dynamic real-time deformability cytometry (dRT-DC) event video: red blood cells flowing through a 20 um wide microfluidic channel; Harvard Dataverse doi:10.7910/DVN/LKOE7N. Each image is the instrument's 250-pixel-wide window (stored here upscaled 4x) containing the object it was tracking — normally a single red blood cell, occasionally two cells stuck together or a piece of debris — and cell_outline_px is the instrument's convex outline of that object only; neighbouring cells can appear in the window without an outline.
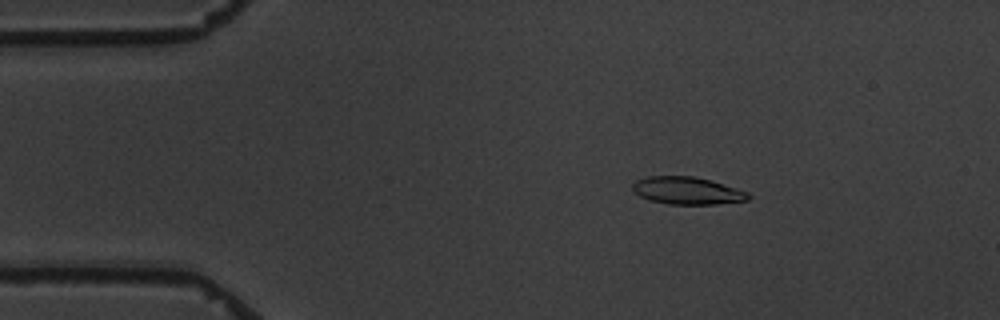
{"species": "common noctule bat (a hibernating species)", "species_latin": "Nyctalus noctula", "temperature_condition": "warm", "stored_images_in_passage": 3, "camera_frame_rate_fps": 3000, "um_per_image_px": 0.085, "animal": {"sex": "male", "body_mass_g": 19.5, "forearm_length_mm": 54.6}, "frame": {"image": 1, "passage_image": 2, "time_ms": 2.667, "image_size_px": [1000, 320], "cell_outline_px": [[752, 196], [748, 200], [716, 204], [668, 204], [648, 200], [632, 192], [632, 184], [636, 180], [648, 176], [692, 176], [712, 180], [748, 192]], "centroid_in_image_um": [58.39, 16.2], "position_along_channel_um": 26.6, "area_um2": 18.67}}